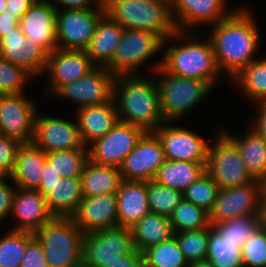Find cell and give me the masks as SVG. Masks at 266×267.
<instances>
[{
    "instance_id": "cell-13",
    "label": "cell",
    "mask_w": 266,
    "mask_h": 267,
    "mask_svg": "<svg viewBox=\"0 0 266 267\" xmlns=\"http://www.w3.org/2000/svg\"><path fill=\"white\" fill-rule=\"evenodd\" d=\"M115 75L96 66L86 76L61 86L53 95L74 101L79 108L99 105L113 98Z\"/></svg>"
},
{
    "instance_id": "cell-2",
    "label": "cell",
    "mask_w": 266,
    "mask_h": 267,
    "mask_svg": "<svg viewBox=\"0 0 266 267\" xmlns=\"http://www.w3.org/2000/svg\"><path fill=\"white\" fill-rule=\"evenodd\" d=\"M119 121L154 132L165 122L155 80L141 75L116 76L113 87Z\"/></svg>"
},
{
    "instance_id": "cell-7",
    "label": "cell",
    "mask_w": 266,
    "mask_h": 267,
    "mask_svg": "<svg viewBox=\"0 0 266 267\" xmlns=\"http://www.w3.org/2000/svg\"><path fill=\"white\" fill-rule=\"evenodd\" d=\"M192 33L195 32L177 30L175 34L165 40L161 35L149 31L124 29L113 59L106 68L115 76L137 75L140 65L166 47L165 44L168 40L181 39L185 36H190L194 40Z\"/></svg>"
},
{
    "instance_id": "cell-14",
    "label": "cell",
    "mask_w": 266,
    "mask_h": 267,
    "mask_svg": "<svg viewBox=\"0 0 266 267\" xmlns=\"http://www.w3.org/2000/svg\"><path fill=\"white\" fill-rule=\"evenodd\" d=\"M37 107L24 93L7 94L0 98V134L30 143L34 134Z\"/></svg>"
},
{
    "instance_id": "cell-16",
    "label": "cell",
    "mask_w": 266,
    "mask_h": 267,
    "mask_svg": "<svg viewBox=\"0 0 266 267\" xmlns=\"http://www.w3.org/2000/svg\"><path fill=\"white\" fill-rule=\"evenodd\" d=\"M260 206V184L257 180L242 186L220 189L209 212L210 224L241 215H259Z\"/></svg>"
},
{
    "instance_id": "cell-28",
    "label": "cell",
    "mask_w": 266,
    "mask_h": 267,
    "mask_svg": "<svg viewBox=\"0 0 266 267\" xmlns=\"http://www.w3.org/2000/svg\"><path fill=\"white\" fill-rule=\"evenodd\" d=\"M44 197L54 217H72L83 199L81 178H61Z\"/></svg>"
},
{
    "instance_id": "cell-32",
    "label": "cell",
    "mask_w": 266,
    "mask_h": 267,
    "mask_svg": "<svg viewBox=\"0 0 266 267\" xmlns=\"http://www.w3.org/2000/svg\"><path fill=\"white\" fill-rule=\"evenodd\" d=\"M83 197L116 193L122 181L120 169L88 160L81 175Z\"/></svg>"
},
{
    "instance_id": "cell-9",
    "label": "cell",
    "mask_w": 266,
    "mask_h": 267,
    "mask_svg": "<svg viewBox=\"0 0 266 267\" xmlns=\"http://www.w3.org/2000/svg\"><path fill=\"white\" fill-rule=\"evenodd\" d=\"M135 250L130 228L116 226L84 233L82 267H103Z\"/></svg>"
},
{
    "instance_id": "cell-26",
    "label": "cell",
    "mask_w": 266,
    "mask_h": 267,
    "mask_svg": "<svg viewBox=\"0 0 266 267\" xmlns=\"http://www.w3.org/2000/svg\"><path fill=\"white\" fill-rule=\"evenodd\" d=\"M46 152L32 142L22 143L18 148L16 162L10 176L16 187L36 189L42 180Z\"/></svg>"
},
{
    "instance_id": "cell-40",
    "label": "cell",
    "mask_w": 266,
    "mask_h": 267,
    "mask_svg": "<svg viewBox=\"0 0 266 267\" xmlns=\"http://www.w3.org/2000/svg\"><path fill=\"white\" fill-rule=\"evenodd\" d=\"M147 198L152 213L170 216L183 199V192L151 180L147 182Z\"/></svg>"
},
{
    "instance_id": "cell-48",
    "label": "cell",
    "mask_w": 266,
    "mask_h": 267,
    "mask_svg": "<svg viewBox=\"0 0 266 267\" xmlns=\"http://www.w3.org/2000/svg\"><path fill=\"white\" fill-rule=\"evenodd\" d=\"M103 267H147V259L143 252L135 249L127 255H120V258L104 264Z\"/></svg>"
},
{
    "instance_id": "cell-22",
    "label": "cell",
    "mask_w": 266,
    "mask_h": 267,
    "mask_svg": "<svg viewBox=\"0 0 266 267\" xmlns=\"http://www.w3.org/2000/svg\"><path fill=\"white\" fill-rule=\"evenodd\" d=\"M71 218L83 233L118 226L116 193L83 197Z\"/></svg>"
},
{
    "instance_id": "cell-47",
    "label": "cell",
    "mask_w": 266,
    "mask_h": 267,
    "mask_svg": "<svg viewBox=\"0 0 266 267\" xmlns=\"http://www.w3.org/2000/svg\"><path fill=\"white\" fill-rule=\"evenodd\" d=\"M7 176L0 175V221L11 213L12 202L16 192V185L6 182Z\"/></svg>"
},
{
    "instance_id": "cell-30",
    "label": "cell",
    "mask_w": 266,
    "mask_h": 267,
    "mask_svg": "<svg viewBox=\"0 0 266 267\" xmlns=\"http://www.w3.org/2000/svg\"><path fill=\"white\" fill-rule=\"evenodd\" d=\"M244 138L222 131L238 148L247 171L254 180L266 177V141L253 128Z\"/></svg>"
},
{
    "instance_id": "cell-5",
    "label": "cell",
    "mask_w": 266,
    "mask_h": 267,
    "mask_svg": "<svg viewBox=\"0 0 266 267\" xmlns=\"http://www.w3.org/2000/svg\"><path fill=\"white\" fill-rule=\"evenodd\" d=\"M34 236L49 267H82L84 233L71 217L52 218Z\"/></svg>"
},
{
    "instance_id": "cell-37",
    "label": "cell",
    "mask_w": 266,
    "mask_h": 267,
    "mask_svg": "<svg viewBox=\"0 0 266 267\" xmlns=\"http://www.w3.org/2000/svg\"><path fill=\"white\" fill-rule=\"evenodd\" d=\"M147 267H187L189 264L182 253L176 236L143 251Z\"/></svg>"
},
{
    "instance_id": "cell-18",
    "label": "cell",
    "mask_w": 266,
    "mask_h": 267,
    "mask_svg": "<svg viewBox=\"0 0 266 267\" xmlns=\"http://www.w3.org/2000/svg\"><path fill=\"white\" fill-rule=\"evenodd\" d=\"M226 3V0H170L176 30L199 32L200 30L197 31L195 27L202 23H218L234 11H227Z\"/></svg>"
},
{
    "instance_id": "cell-3",
    "label": "cell",
    "mask_w": 266,
    "mask_h": 267,
    "mask_svg": "<svg viewBox=\"0 0 266 267\" xmlns=\"http://www.w3.org/2000/svg\"><path fill=\"white\" fill-rule=\"evenodd\" d=\"M103 7L123 29L149 31L165 40L177 31L170 0H110Z\"/></svg>"
},
{
    "instance_id": "cell-54",
    "label": "cell",
    "mask_w": 266,
    "mask_h": 267,
    "mask_svg": "<svg viewBox=\"0 0 266 267\" xmlns=\"http://www.w3.org/2000/svg\"><path fill=\"white\" fill-rule=\"evenodd\" d=\"M261 206L266 207V177L259 181Z\"/></svg>"
},
{
    "instance_id": "cell-52",
    "label": "cell",
    "mask_w": 266,
    "mask_h": 267,
    "mask_svg": "<svg viewBox=\"0 0 266 267\" xmlns=\"http://www.w3.org/2000/svg\"><path fill=\"white\" fill-rule=\"evenodd\" d=\"M257 118L250 128H253L266 141V102L258 104Z\"/></svg>"
},
{
    "instance_id": "cell-36",
    "label": "cell",
    "mask_w": 266,
    "mask_h": 267,
    "mask_svg": "<svg viewBox=\"0 0 266 267\" xmlns=\"http://www.w3.org/2000/svg\"><path fill=\"white\" fill-rule=\"evenodd\" d=\"M88 160V149L58 150L46 153V161L62 178L81 177Z\"/></svg>"
},
{
    "instance_id": "cell-56",
    "label": "cell",
    "mask_w": 266,
    "mask_h": 267,
    "mask_svg": "<svg viewBox=\"0 0 266 267\" xmlns=\"http://www.w3.org/2000/svg\"><path fill=\"white\" fill-rule=\"evenodd\" d=\"M187 267H214L208 260L190 263Z\"/></svg>"
},
{
    "instance_id": "cell-39",
    "label": "cell",
    "mask_w": 266,
    "mask_h": 267,
    "mask_svg": "<svg viewBox=\"0 0 266 267\" xmlns=\"http://www.w3.org/2000/svg\"><path fill=\"white\" fill-rule=\"evenodd\" d=\"M222 237L240 242V247L248 241V236L260 226L259 215H241L230 220L211 225Z\"/></svg>"
},
{
    "instance_id": "cell-58",
    "label": "cell",
    "mask_w": 266,
    "mask_h": 267,
    "mask_svg": "<svg viewBox=\"0 0 266 267\" xmlns=\"http://www.w3.org/2000/svg\"><path fill=\"white\" fill-rule=\"evenodd\" d=\"M100 1V3L102 4V6H104L108 1H110V0H99Z\"/></svg>"
},
{
    "instance_id": "cell-25",
    "label": "cell",
    "mask_w": 266,
    "mask_h": 267,
    "mask_svg": "<svg viewBox=\"0 0 266 267\" xmlns=\"http://www.w3.org/2000/svg\"><path fill=\"white\" fill-rule=\"evenodd\" d=\"M118 226L130 228L150 211L146 181L122 180L116 192Z\"/></svg>"
},
{
    "instance_id": "cell-51",
    "label": "cell",
    "mask_w": 266,
    "mask_h": 267,
    "mask_svg": "<svg viewBox=\"0 0 266 267\" xmlns=\"http://www.w3.org/2000/svg\"><path fill=\"white\" fill-rule=\"evenodd\" d=\"M66 9H104L99 0H56ZM94 4V5H93ZM92 5V7H91ZM97 5V6H96ZM93 6H96L93 8Z\"/></svg>"
},
{
    "instance_id": "cell-15",
    "label": "cell",
    "mask_w": 266,
    "mask_h": 267,
    "mask_svg": "<svg viewBox=\"0 0 266 267\" xmlns=\"http://www.w3.org/2000/svg\"><path fill=\"white\" fill-rule=\"evenodd\" d=\"M165 160L158 137L153 132H146L119 168L122 180L149 182Z\"/></svg>"
},
{
    "instance_id": "cell-24",
    "label": "cell",
    "mask_w": 266,
    "mask_h": 267,
    "mask_svg": "<svg viewBox=\"0 0 266 267\" xmlns=\"http://www.w3.org/2000/svg\"><path fill=\"white\" fill-rule=\"evenodd\" d=\"M77 121L83 144L87 147L93 141L107 134L119 121L114 99L77 109Z\"/></svg>"
},
{
    "instance_id": "cell-38",
    "label": "cell",
    "mask_w": 266,
    "mask_h": 267,
    "mask_svg": "<svg viewBox=\"0 0 266 267\" xmlns=\"http://www.w3.org/2000/svg\"><path fill=\"white\" fill-rule=\"evenodd\" d=\"M33 233L11 230L0 239V267H20Z\"/></svg>"
},
{
    "instance_id": "cell-31",
    "label": "cell",
    "mask_w": 266,
    "mask_h": 267,
    "mask_svg": "<svg viewBox=\"0 0 266 267\" xmlns=\"http://www.w3.org/2000/svg\"><path fill=\"white\" fill-rule=\"evenodd\" d=\"M206 164L166 159L153 181L183 192L206 172Z\"/></svg>"
},
{
    "instance_id": "cell-10",
    "label": "cell",
    "mask_w": 266,
    "mask_h": 267,
    "mask_svg": "<svg viewBox=\"0 0 266 267\" xmlns=\"http://www.w3.org/2000/svg\"><path fill=\"white\" fill-rule=\"evenodd\" d=\"M145 133L142 128L118 121L107 134L87 146L88 158L99 165L120 168Z\"/></svg>"
},
{
    "instance_id": "cell-42",
    "label": "cell",
    "mask_w": 266,
    "mask_h": 267,
    "mask_svg": "<svg viewBox=\"0 0 266 267\" xmlns=\"http://www.w3.org/2000/svg\"><path fill=\"white\" fill-rule=\"evenodd\" d=\"M188 264L206 260L208 228L174 233Z\"/></svg>"
},
{
    "instance_id": "cell-43",
    "label": "cell",
    "mask_w": 266,
    "mask_h": 267,
    "mask_svg": "<svg viewBox=\"0 0 266 267\" xmlns=\"http://www.w3.org/2000/svg\"><path fill=\"white\" fill-rule=\"evenodd\" d=\"M34 77L25 68L0 57V92L3 95L24 93V85Z\"/></svg>"
},
{
    "instance_id": "cell-34",
    "label": "cell",
    "mask_w": 266,
    "mask_h": 267,
    "mask_svg": "<svg viewBox=\"0 0 266 267\" xmlns=\"http://www.w3.org/2000/svg\"><path fill=\"white\" fill-rule=\"evenodd\" d=\"M232 80L238 82L243 94L249 99L257 101V104L266 102V57L253 60Z\"/></svg>"
},
{
    "instance_id": "cell-41",
    "label": "cell",
    "mask_w": 266,
    "mask_h": 267,
    "mask_svg": "<svg viewBox=\"0 0 266 267\" xmlns=\"http://www.w3.org/2000/svg\"><path fill=\"white\" fill-rule=\"evenodd\" d=\"M219 190V186L205 172L183 191V198L209 213L214 206Z\"/></svg>"
},
{
    "instance_id": "cell-23",
    "label": "cell",
    "mask_w": 266,
    "mask_h": 267,
    "mask_svg": "<svg viewBox=\"0 0 266 267\" xmlns=\"http://www.w3.org/2000/svg\"><path fill=\"white\" fill-rule=\"evenodd\" d=\"M11 213L19 223L12 230L35 233L52 218L53 214L47 206L44 195L36 189L16 187Z\"/></svg>"
},
{
    "instance_id": "cell-44",
    "label": "cell",
    "mask_w": 266,
    "mask_h": 267,
    "mask_svg": "<svg viewBox=\"0 0 266 267\" xmlns=\"http://www.w3.org/2000/svg\"><path fill=\"white\" fill-rule=\"evenodd\" d=\"M244 267H266V231L259 226L242 246Z\"/></svg>"
},
{
    "instance_id": "cell-49",
    "label": "cell",
    "mask_w": 266,
    "mask_h": 267,
    "mask_svg": "<svg viewBox=\"0 0 266 267\" xmlns=\"http://www.w3.org/2000/svg\"><path fill=\"white\" fill-rule=\"evenodd\" d=\"M42 171V180L36 190H38L44 195L46 192H48L49 187H52L57 184L62 177L59 176V174L53 170L52 165H50L47 161L45 162Z\"/></svg>"
},
{
    "instance_id": "cell-17",
    "label": "cell",
    "mask_w": 266,
    "mask_h": 267,
    "mask_svg": "<svg viewBox=\"0 0 266 267\" xmlns=\"http://www.w3.org/2000/svg\"><path fill=\"white\" fill-rule=\"evenodd\" d=\"M46 153L58 150L87 149L80 136L77 121L39 116L34 120V134L31 141Z\"/></svg>"
},
{
    "instance_id": "cell-55",
    "label": "cell",
    "mask_w": 266,
    "mask_h": 267,
    "mask_svg": "<svg viewBox=\"0 0 266 267\" xmlns=\"http://www.w3.org/2000/svg\"><path fill=\"white\" fill-rule=\"evenodd\" d=\"M260 226L266 231V207L260 206Z\"/></svg>"
},
{
    "instance_id": "cell-1",
    "label": "cell",
    "mask_w": 266,
    "mask_h": 267,
    "mask_svg": "<svg viewBox=\"0 0 266 267\" xmlns=\"http://www.w3.org/2000/svg\"><path fill=\"white\" fill-rule=\"evenodd\" d=\"M256 25L252 13L245 8L234 9L227 18L213 25L209 39L221 73L233 78L255 60L253 55L260 44Z\"/></svg>"
},
{
    "instance_id": "cell-53",
    "label": "cell",
    "mask_w": 266,
    "mask_h": 267,
    "mask_svg": "<svg viewBox=\"0 0 266 267\" xmlns=\"http://www.w3.org/2000/svg\"><path fill=\"white\" fill-rule=\"evenodd\" d=\"M19 25V21L4 11L0 14V40L12 32Z\"/></svg>"
},
{
    "instance_id": "cell-6",
    "label": "cell",
    "mask_w": 266,
    "mask_h": 267,
    "mask_svg": "<svg viewBox=\"0 0 266 267\" xmlns=\"http://www.w3.org/2000/svg\"><path fill=\"white\" fill-rule=\"evenodd\" d=\"M159 90L160 109L165 121L177 122L195 108L213 88L207 81L184 78L166 72L161 66L155 70Z\"/></svg>"
},
{
    "instance_id": "cell-57",
    "label": "cell",
    "mask_w": 266,
    "mask_h": 267,
    "mask_svg": "<svg viewBox=\"0 0 266 267\" xmlns=\"http://www.w3.org/2000/svg\"><path fill=\"white\" fill-rule=\"evenodd\" d=\"M6 6H7V1L6 0H0V14L6 10Z\"/></svg>"
},
{
    "instance_id": "cell-4",
    "label": "cell",
    "mask_w": 266,
    "mask_h": 267,
    "mask_svg": "<svg viewBox=\"0 0 266 267\" xmlns=\"http://www.w3.org/2000/svg\"><path fill=\"white\" fill-rule=\"evenodd\" d=\"M205 41H190L185 45L172 44L166 47L165 56L154 65L172 75L207 81L212 87L221 76L209 37Z\"/></svg>"
},
{
    "instance_id": "cell-11",
    "label": "cell",
    "mask_w": 266,
    "mask_h": 267,
    "mask_svg": "<svg viewBox=\"0 0 266 267\" xmlns=\"http://www.w3.org/2000/svg\"><path fill=\"white\" fill-rule=\"evenodd\" d=\"M104 9H58L56 37L59 49L85 50L94 35Z\"/></svg>"
},
{
    "instance_id": "cell-12",
    "label": "cell",
    "mask_w": 266,
    "mask_h": 267,
    "mask_svg": "<svg viewBox=\"0 0 266 267\" xmlns=\"http://www.w3.org/2000/svg\"><path fill=\"white\" fill-rule=\"evenodd\" d=\"M165 121L153 133L160 140L165 159L207 163L209 143L193 131Z\"/></svg>"
},
{
    "instance_id": "cell-27",
    "label": "cell",
    "mask_w": 266,
    "mask_h": 267,
    "mask_svg": "<svg viewBox=\"0 0 266 267\" xmlns=\"http://www.w3.org/2000/svg\"><path fill=\"white\" fill-rule=\"evenodd\" d=\"M123 31L124 29L106 14L100 18L94 35L85 49L95 66L106 67L112 61Z\"/></svg>"
},
{
    "instance_id": "cell-45",
    "label": "cell",
    "mask_w": 266,
    "mask_h": 267,
    "mask_svg": "<svg viewBox=\"0 0 266 267\" xmlns=\"http://www.w3.org/2000/svg\"><path fill=\"white\" fill-rule=\"evenodd\" d=\"M21 144L16 139L0 134V175L11 176Z\"/></svg>"
},
{
    "instance_id": "cell-33",
    "label": "cell",
    "mask_w": 266,
    "mask_h": 267,
    "mask_svg": "<svg viewBox=\"0 0 266 267\" xmlns=\"http://www.w3.org/2000/svg\"><path fill=\"white\" fill-rule=\"evenodd\" d=\"M206 260L214 267H244L240 242L225 239L212 226L208 228Z\"/></svg>"
},
{
    "instance_id": "cell-8",
    "label": "cell",
    "mask_w": 266,
    "mask_h": 267,
    "mask_svg": "<svg viewBox=\"0 0 266 267\" xmlns=\"http://www.w3.org/2000/svg\"><path fill=\"white\" fill-rule=\"evenodd\" d=\"M206 172L219 189L255 181L247 171L237 146L222 130L218 132L215 144L209 145Z\"/></svg>"
},
{
    "instance_id": "cell-21",
    "label": "cell",
    "mask_w": 266,
    "mask_h": 267,
    "mask_svg": "<svg viewBox=\"0 0 266 267\" xmlns=\"http://www.w3.org/2000/svg\"><path fill=\"white\" fill-rule=\"evenodd\" d=\"M0 57L25 68L35 77L44 72L48 53L26 38L18 25L0 40Z\"/></svg>"
},
{
    "instance_id": "cell-50",
    "label": "cell",
    "mask_w": 266,
    "mask_h": 267,
    "mask_svg": "<svg viewBox=\"0 0 266 267\" xmlns=\"http://www.w3.org/2000/svg\"><path fill=\"white\" fill-rule=\"evenodd\" d=\"M6 12L15 17L18 21L36 2V0H6Z\"/></svg>"
},
{
    "instance_id": "cell-20",
    "label": "cell",
    "mask_w": 266,
    "mask_h": 267,
    "mask_svg": "<svg viewBox=\"0 0 266 267\" xmlns=\"http://www.w3.org/2000/svg\"><path fill=\"white\" fill-rule=\"evenodd\" d=\"M55 1L36 0L20 18L19 26L26 38L41 46L48 54L58 48L56 37Z\"/></svg>"
},
{
    "instance_id": "cell-35",
    "label": "cell",
    "mask_w": 266,
    "mask_h": 267,
    "mask_svg": "<svg viewBox=\"0 0 266 267\" xmlns=\"http://www.w3.org/2000/svg\"><path fill=\"white\" fill-rule=\"evenodd\" d=\"M174 233L201 230L211 226L209 213L184 198L169 216Z\"/></svg>"
},
{
    "instance_id": "cell-46",
    "label": "cell",
    "mask_w": 266,
    "mask_h": 267,
    "mask_svg": "<svg viewBox=\"0 0 266 267\" xmlns=\"http://www.w3.org/2000/svg\"><path fill=\"white\" fill-rule=\"evenodd\" d=\"M20 267H49L43 247L35 236L27 243Z\"/></svg>"
},
{
    "instance_id": "cell-19",
    "label": "cell",
    "mask_w": 266,
    "mask_h": 267,
    "mask_svg": "<svg viewBox=\"0 0 266 267\" xmlns=\"http://www.w3.org/2000/svg\"><path fill=\"white\" fill-rule=\"evenodd\" d=\"M95 67L85 50L55 49L46 61L44 72H49L51 82L45 93L52 96L61 86L86 76Z\"/></svg>"
},
{
    "instance_id": "cell-29",
    "label": "cell",
    "mask_w": 266,
    "mask_h": 267,
    "mask_svg": "<svg viewBox=\"0 0 266 267\" xmlns=\"http://www.w3.org/2000/svg\"><path fill=\"white\" fill-rule=\"evenodd\" d=\"M135 249L143 252L174 236L168 216L149 212L130 227Z\"/></svg>"
}]
</instances>
